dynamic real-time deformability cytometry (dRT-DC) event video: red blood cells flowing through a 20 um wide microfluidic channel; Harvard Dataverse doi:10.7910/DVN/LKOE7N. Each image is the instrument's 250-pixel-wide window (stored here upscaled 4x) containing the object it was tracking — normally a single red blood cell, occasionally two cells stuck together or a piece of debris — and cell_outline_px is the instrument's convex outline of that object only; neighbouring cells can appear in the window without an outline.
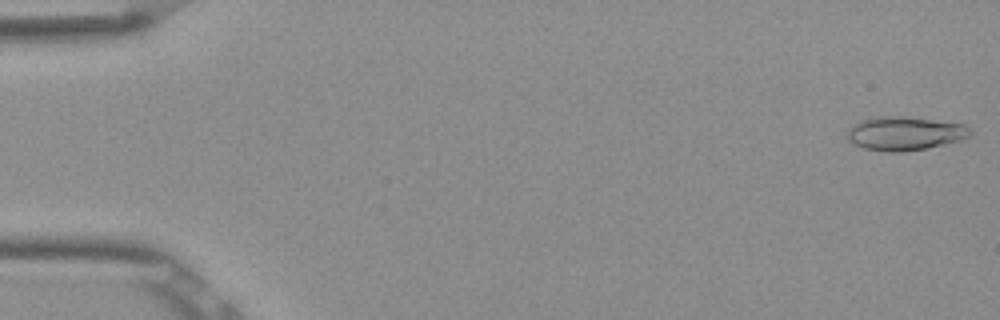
{"species": "Egyptian fruit bat (a non-hibernating species)", "species_latin": "Rousettus aegyptiacus", "temperature_condition": "room temperature", "stored_images_in_passage": 5, "camera_frame_rate_fps": 3000, "um_per_image_px": 0.085, "frame": {"image": 1, "passage_image": 1, "time_ms": 0.0, "image_size_px": [1000, 320], "cell_outline_px": [[972, 136], [960, 140], [944, 144], [924, 148], [900, 152], [888, 152], [864, 148], [848, 140], [848, 128], [852, 124], [864, 120], [880, 116], [900, 116], [964, 124], [972, 132]], "centroid_in_image_um": [76.91, 11.34], "position_along_channel_um": 8.1, "area_um2": 23.81}}
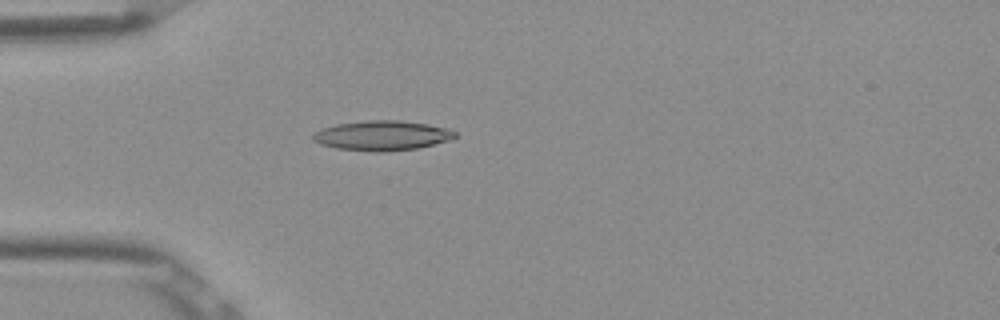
{"frame": {"image": 2, "passage_image": 5, "time_ms": 1.333, "image_size_px": [1000, 320], "cell_outline_px": [[456, 136], [452, 140], [416, 148], [380, 152], [376, 152], [336, 148], [320, 144], [312, 140], [312, 136], [320, 128], [336, 124], [368, 120], [400, 120], [428, 124], [444, 128], [456, 132]], "centroid_in_image_um": [32.45, 11.52], "position_along_channel_um": 52.5, "area_um2": 24.62}}